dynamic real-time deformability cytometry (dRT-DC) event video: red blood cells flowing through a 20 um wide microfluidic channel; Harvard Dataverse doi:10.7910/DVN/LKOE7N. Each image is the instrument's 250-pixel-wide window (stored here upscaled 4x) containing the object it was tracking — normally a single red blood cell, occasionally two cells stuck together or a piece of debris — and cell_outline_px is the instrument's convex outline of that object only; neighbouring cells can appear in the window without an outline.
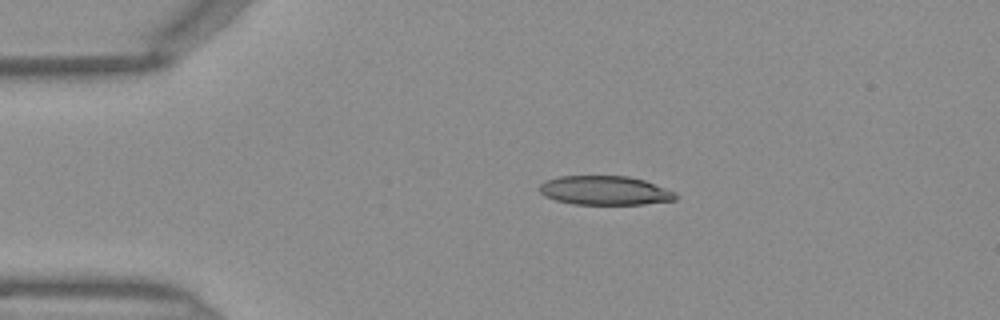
{"species": "Egyptian fruit bat (a non-hibernating species)", "species_latin": "Rousettus aegyptiacus", "temperature_condition": "warm", "stored_images_in_passage": 38, "camera_frame_rate_fps": 3000, "um_per_image_px": 0.085, "frame": {"image": 1, "passage_image": 1, "time_ms": 0.0, "image_size_px": [1000, 320], "cell_outline_px": [[676, 200], [644, 204], [572, 204], [556, 200], [544, 196], [540, 192], [540, 184], [544, 180], [560, 176], [628, 176], [644, 180], [676, 192]], "centroid_in_image_um": [51.4, 16.19], "position_along_channel_um": 33.6, "area_um2": 23.06}}
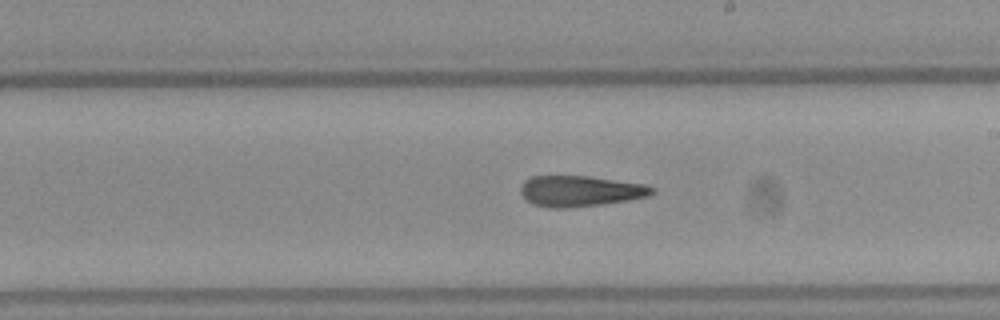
{"frame": {"image": 2, "passage_image": 18, "time_ms": 5.667, "image_size_px": [1000, 320], "cell_outline_px": [[656, 192], [648, 196], [628, 200], [604, 204], [568, 208], [548, 208], [532, 204], [520, 192], [520, 184], [524, 180], [532, 176], [588, 176], [644, 184], [656, 188]], "centroid_in_image_um": [49.31, 16.24], "position_along_channel_um": 239.7, "area_um2": 23.76}}
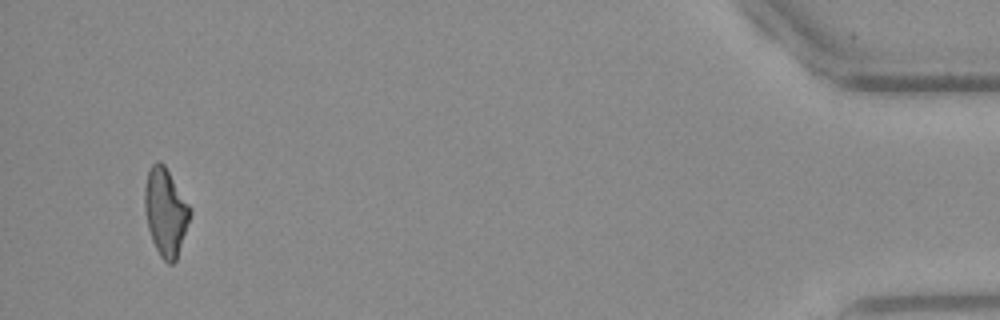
{"frame": {"image": 3, "passage_image": 36, "time_ms": 11.667, "image_size_px": [1000, 320], "cell_outline_px": [[192, 212], [176, 260], [172, 264], [168, 264], [160, 256], [152, 240], [148, 228], [144, 212], [144, 188], [148, 172], [152, 164], [156, 160], [164, 164], [192, 208]], "centroid_in_image_um": [14.07, 18.01], "position_along_channel_um": 421.1, "area_um2": 23.24}}